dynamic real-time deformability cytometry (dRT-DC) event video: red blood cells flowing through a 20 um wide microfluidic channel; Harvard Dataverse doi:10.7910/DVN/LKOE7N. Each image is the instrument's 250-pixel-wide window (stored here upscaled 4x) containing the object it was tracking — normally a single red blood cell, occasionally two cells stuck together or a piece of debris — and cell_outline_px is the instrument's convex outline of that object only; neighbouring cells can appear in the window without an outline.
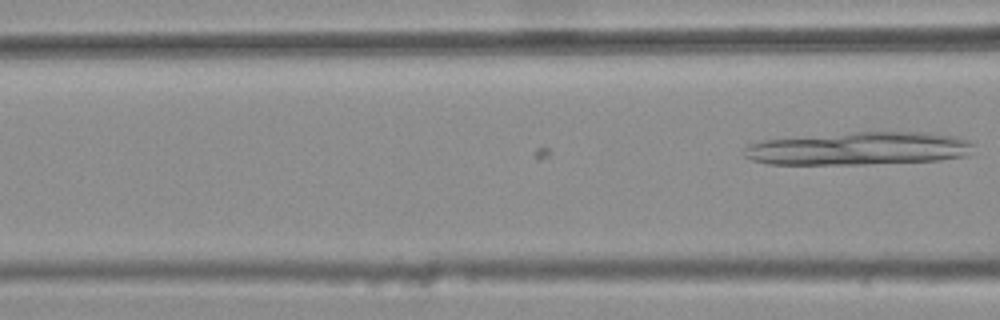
{"species": "common noctule bat (a hibernating species)", "species_latin": "Nyctalus noctula", "temperature_condition": "warm", "stored_images_in_passage": 9, "camera_frame_rate_fps": 3000, "um_per_image_px": 0.085, "animal": {"sex": "female", "body_mass_g": 25.1}, "frame": {"image": 1, "passage_image": 9, "time_ms": 2.667, "image_size_px": [1000, 320], "cell_outline_px": [[972, 144], [968, 156], [940, 160], [864, 164], [768, 164], [752, 160], [744, 156], [740, 152], [748, 144], [760, 140], [852, 132], [928, 132], [956, 136], [968, 140]], "centroid_in_image_um": [72.96, 12.62], "position_along_channel_um": 93.6, "area_um2": 44.39}}